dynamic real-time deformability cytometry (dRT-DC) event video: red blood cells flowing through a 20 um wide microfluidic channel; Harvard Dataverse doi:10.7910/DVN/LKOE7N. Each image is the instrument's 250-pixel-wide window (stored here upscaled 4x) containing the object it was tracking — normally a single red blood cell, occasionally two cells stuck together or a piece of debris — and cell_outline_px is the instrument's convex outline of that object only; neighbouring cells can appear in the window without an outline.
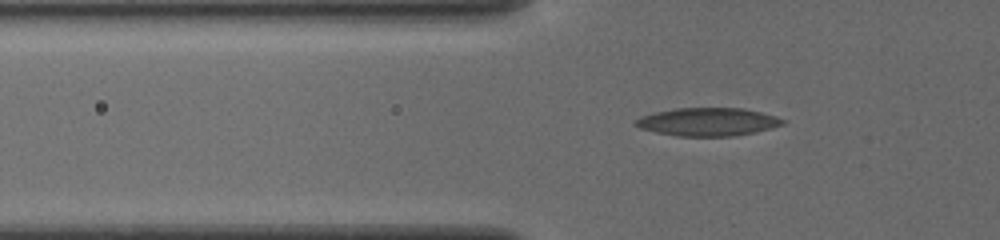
{"species": "common noctule bat (a hibernating species)", "species_latin": "Nyctalus noctula", "temperature_condition": "cold", "stored_images_in_passage": 39, "camera_frame_rate_fps": 3000, "um_per_image_px": 0.085, "animal": {"sex": "female", "body_mass_g": 19.5, "forearm_length_mm": 54.1}, "frame": {"image": 1, "passage_image": 5, "time_ms": 1.333, "image_size_px": [1000, 240], "cell_outline_px": [[784, 124], [756, 132], [736, 136], [676, 136], [656, 132], [640, 128], [632, 124], [640, 116], [656, 112], [676, 108], [744, 108], [776, 116], [784, 120]], "centroid_in_image_um": [60.15, 10.36], "position_along_channel_um": 65.6, "area_um2": 24.1}}
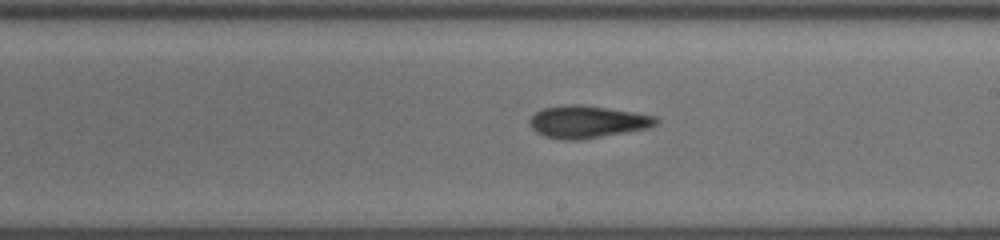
{"frame": {"image": 2, "passage_image": 19, "time_ms": 6.0, "image_size_px": [1000, 240], "cell_outline_px": [[656, 124], [648, 128], [580, 140], [564, 140], [544, 136], [536, 132], [532, 128], [532, 116], [536, 112], [544, 108], [564, 104], [584, 104], [656, 116]], "centroid_in_image_um": [49.91, 10.35], "position_along_channel_um": 239.1, "area_um2": 23.52}}
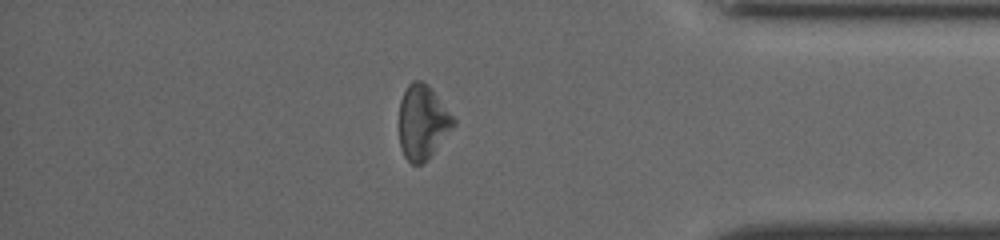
{"frame": {"image": 3, "passage_image": 33, "time_ms": 10.667, "image_size_px": [1000, 240], "cell_outline_px": [[456, 124], [428, 160], [424, 164], [412, 164], [404, 156], [400, 148], [400, 100], [408, 84], [412, 80], [420, 80], [428, 84], [456, 120]], "centroid_in_image_um": [35.93, 10.4], "position_along_channel_um": 399.3, "area_um2": 23.58}}